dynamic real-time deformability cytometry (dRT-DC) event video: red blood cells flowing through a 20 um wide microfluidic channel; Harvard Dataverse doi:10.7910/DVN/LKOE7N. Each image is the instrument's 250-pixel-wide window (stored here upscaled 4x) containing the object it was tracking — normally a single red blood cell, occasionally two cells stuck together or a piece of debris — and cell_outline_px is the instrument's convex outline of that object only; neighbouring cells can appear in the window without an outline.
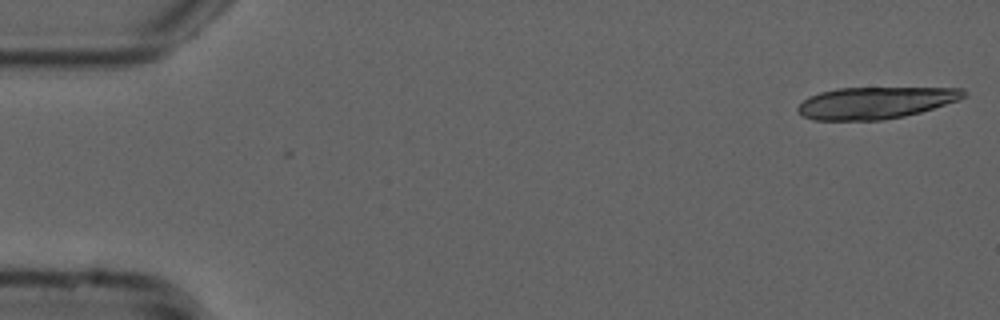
{"species": "common noctule bat (a hibernating species)", "species_latin": "Nyctalus noctula", "temperature_condition": "cold", "stored_images_in_passage": 52, "camera_frame_rate_fps": 3000, "um_per_image_px": 0.085, "animal": {"sex": "male", "forearm_length_mm": 52.5}, "frame": {"image": 1, "passage_image": 1, "time_ms": 0.0, "image_size_px": [1000, 320], "cell_outline_px": [[968, 96], [960, 100], [920, 112], [904, 116], [884, 120], [812, 120], [804, 116], [796, 108], [808, 96], [820, 92], [836, 88], [964, 88], [968, 92]], "centroid_in_image_um": [74.45, 8.73], "position_along_channel_um": 10.5, "area_um2": 30.87}}